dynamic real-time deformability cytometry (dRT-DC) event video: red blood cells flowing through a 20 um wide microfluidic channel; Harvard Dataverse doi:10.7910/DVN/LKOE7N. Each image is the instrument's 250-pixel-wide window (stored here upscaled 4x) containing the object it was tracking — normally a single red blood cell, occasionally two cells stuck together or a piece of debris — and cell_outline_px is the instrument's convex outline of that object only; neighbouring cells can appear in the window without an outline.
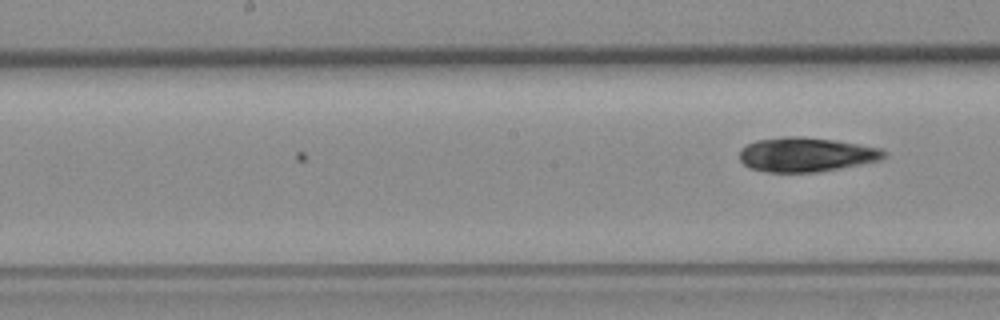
{"species": "common noctule bat (a hibernating species)", "species_latin": "Nyctalus noctula", "temperature_condition": "room temperature", "stored_images_in_passage": 11, "camera_frame_rate_fps": 3000, "um_per_image_px": 0.085, "animal": {"sex": "female", "body_mass_g": 19.3, "forearm_length_mm": 54.1}, "frame": {"image": 1, "passage_image": 11, "time_ms": 3.333, "image_size_px": [1000, 320], "cell_outline_px": [[888, 152], [884, 160], [840, 168], [816, 172], [768, 172], [748, 168], [740, 160], [740, 152], [748, 144], [756, 140], [784, 136], [800, 136], [836, 140], [860, 144], [880, 148]], "centroid_in_image_um": [68.57, 13.14], "position_along_channel_um": 179.6, "area_um2": 29.13}}